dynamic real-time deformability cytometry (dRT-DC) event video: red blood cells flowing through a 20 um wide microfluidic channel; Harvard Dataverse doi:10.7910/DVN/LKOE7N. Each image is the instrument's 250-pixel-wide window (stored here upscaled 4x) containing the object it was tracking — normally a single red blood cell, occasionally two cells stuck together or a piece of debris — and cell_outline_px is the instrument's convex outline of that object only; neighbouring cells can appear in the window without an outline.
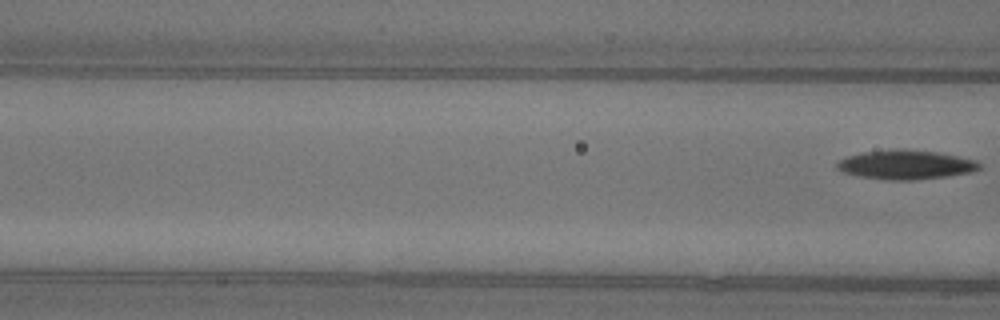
{"species": "common noctule bat (a hibernating species)", "species_latin": "Nyctalus noctula", "temperature_condition": "warm", "stored_images_in_passage": 5, "camera_frame_rate_fps": 3000, "um_per_image_px": 0.085, "animal": {"sex": "female"}, "frame": {"image": 1, "passage_image": 5, "time_ms": 6.0, "image_size_px": [1000, 320], "cell_outline_px": [[980, 168], [968, 172], [944, 176], [916, 180], [888, 180], [856, 176], [844, 172], [836, 168], [836, 164], [844, 156], [864, 152], [892, 148], [904, 148], [936, 152], [956, 156], [972, 160], [980, 164]], "centroid_in_image_um": [76.89, 13.99], "position_along_channel_um": 89.7, "area_um2": 24.16}}